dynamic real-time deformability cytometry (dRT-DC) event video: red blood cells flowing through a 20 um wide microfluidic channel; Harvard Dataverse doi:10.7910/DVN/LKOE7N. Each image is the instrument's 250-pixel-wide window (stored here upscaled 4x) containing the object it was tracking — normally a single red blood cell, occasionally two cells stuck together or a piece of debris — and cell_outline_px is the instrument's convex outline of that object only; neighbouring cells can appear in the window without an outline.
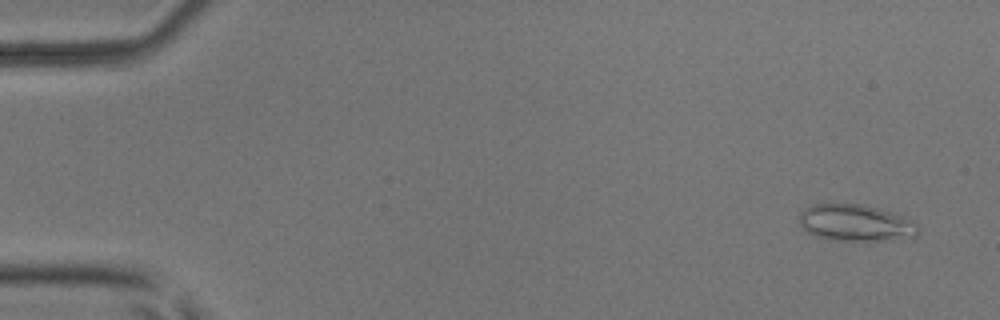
{"species": "common noctule bat (a hibernating species)", "species_latin": "Nyctalus noctula", "temperature_condition": "room temperature", "stored_images_in_passage": 13, "camera_frame_rate_fps": 3000, "um_per_image_px": 0.085, "animal": {"sex": "male", "body_mass_g": 17.9, "forearm_length_mm": 54.2}, "frame": {"image": 1, "passage_image": 3, "time_ms": 0.667, "image_size_px": [1000, 320], "cell_outline_px": [[920, 232], [912, 240], [868, 244], [828, 240], [816, 236], [808, 232], [800, 224], [800, 212], [804, 208], [812, 204], [824, 200], [860, 204], [892, 212], [912, 220], [920, 228]], "centroid_in_image_um": [72.79, 18.99], "position_along_channel_um": 12.2, "area_um2": 27.57}}